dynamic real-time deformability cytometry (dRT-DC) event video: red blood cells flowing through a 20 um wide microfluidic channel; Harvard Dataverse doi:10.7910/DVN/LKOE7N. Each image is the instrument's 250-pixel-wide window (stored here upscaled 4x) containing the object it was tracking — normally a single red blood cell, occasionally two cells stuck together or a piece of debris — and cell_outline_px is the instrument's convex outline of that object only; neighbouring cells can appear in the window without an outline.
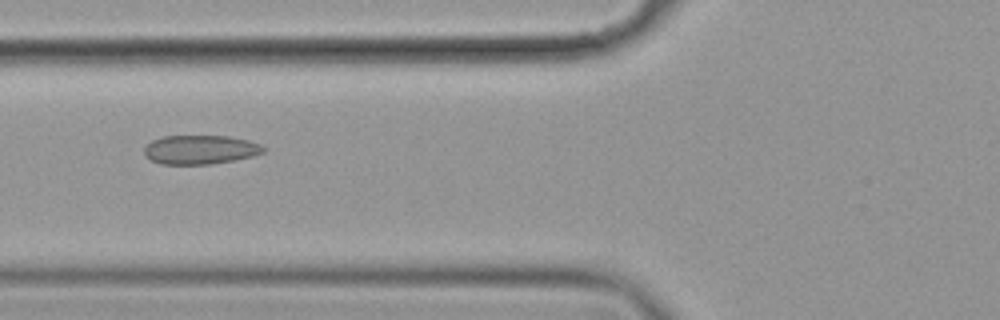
{"species": "common noctule bat (a hibernating species)", "species_latin": "Nyctalus noctula", "temperature_condition": "cold", "stored_images_in_passage": 9, "camera_frame_rate_fps": 3000, "um_per_image_px": 0.085, "animal": {"sex": "female", "body_mass_g": 19.9}, "frame": {"image": 1, "passage_image": 4, "time_ms": 1.0, "image_size_px": [1000, 320], "cell_outline_px": [[268, 148], [264, 152], [252, 156], [212, 164], [160, 164], [152, 160], [144, 152], [144, 148], [152, 140], [164, 136], [228, 136], [248, 140], [260, 144]], "centroid_in_image_um": [17.05, 12.71], "position_along_channel_um": 108.7, "area_um2": 20.06}}
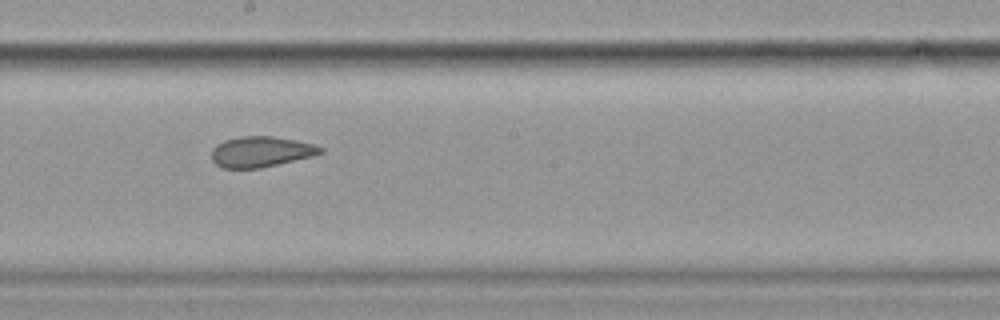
{"frame": {"image": 2, "passage_image": 7, "time_ms": 2.0, "image_size_px": [1000, 320], "cell_outline_px": [[324, 152], [312, 156], [260, 168], [224, 168], [216, 164], [212, 160], [212, 148], [216, 144], [224, 140], [240, 136], [272, 136], [296, 140], [312, 144], [324, 148]], "centroid_in_image_um": [22.16, 12.89], "position_along_channel_um": 226.0, "area_um2": 19.36}}
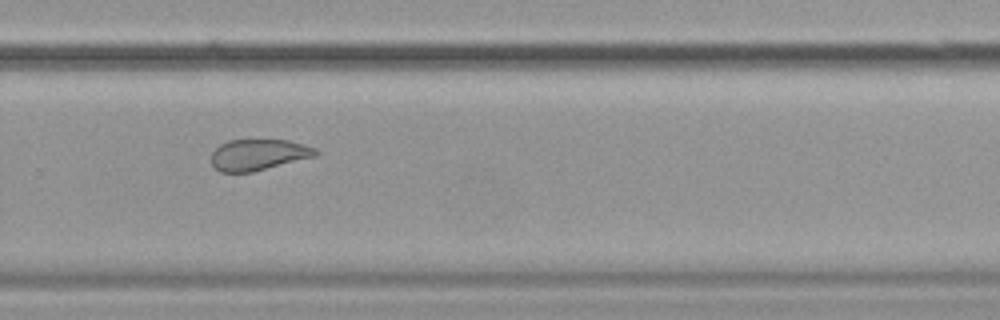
{"frame": {"image": 3, "passage_image": 9, "time_ms": 2.667, "image_size_px": [1000, 320], "cell_outline_px": [[320, 152], [316, 156], [252, 172], [220, 172], [212, 164], [212, 152], [220, 144], [228, 140], [288, 140], [304, 144], [316, 148]], "centroid_in_image_um": [21.99, 13.14], "position_along_channel_um": 307.8, "area_um2": 18.9}}